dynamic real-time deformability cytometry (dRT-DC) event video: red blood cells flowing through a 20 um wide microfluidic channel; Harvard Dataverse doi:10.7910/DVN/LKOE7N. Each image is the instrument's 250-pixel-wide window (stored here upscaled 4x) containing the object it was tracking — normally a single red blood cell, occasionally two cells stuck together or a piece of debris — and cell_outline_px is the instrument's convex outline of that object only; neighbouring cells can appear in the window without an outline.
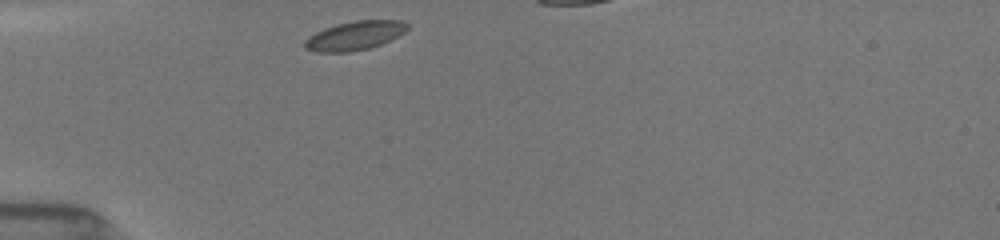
{"species": "common noctule bat (a hibernating species)", "species_latin": "Nyctalus noctula", "temperature_condition": "room temperature", "stored_images_in_passage": 31, "camera_frame_rate_fps": 3000, "um_per_image_px": 0.085, "animal": {"sex": "female", "body_mass_g": 19.5, "forearm_length_mm": 54.1}, "frame": {"image": 1, "passage_image": 1, "time_ms": 0.0, "image_size_px": [1000, 240], "cell_outline_px": [[408, 28], [404, 32], [380, 44], [368, 48], [352, 52], [316, 52], [304, 48], [304, 40], [308, 36], [324, 28], [336, 24], [356, 20], [404, 20], [408, 24]], "centroid_in_image_um": [30.12, 3.02], "position_along_channel_um": 54.9, "area_um2": 17.28}}
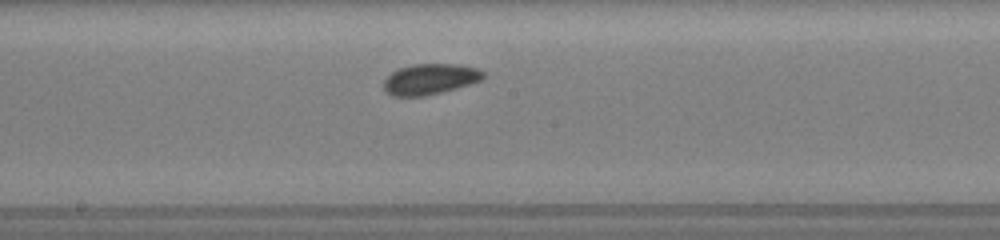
{"frame": {"image": 2, "passage_image": 14, "time_ms": 4.333, "image_size_px": [1000, 240], "cell_outline_px": [[484, 76], [480, 80], [456, 88], [424, 96], [392, 96], [384, 88], [384, 80], [392, 72], [400, 68], [412, 64], [456, 64], [476, 68], [484, 72]], "centroid_in_image_um": [36.53, 6.72], "position_along_channel_um": 211.7, "area_um2": 17.51}}
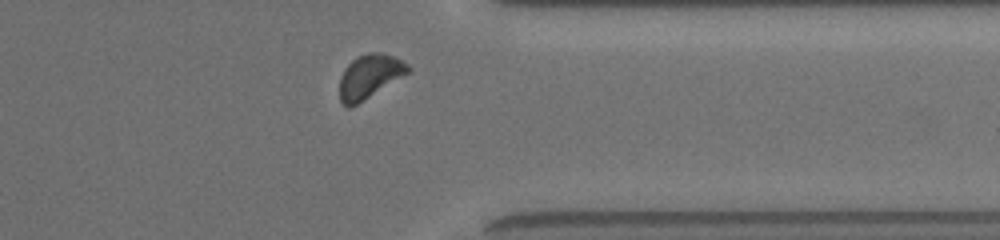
{"frame": {"image": 3, "passage_image": 27, "time_ms": 8.667, "image_size_px": [1000, 240], "cell_outline_px": [[412, 68], [408, 72], [356, 104], [348, 108], [340, 100], [340, 76], [344, 68], [356, 56], [368, 52], [380, 52], [392, 56], [408, 64]], "centroid_in_image_um": [31.37, 6.46], "position_along_channel_um": 380.0, "area_um2": 17.05}}